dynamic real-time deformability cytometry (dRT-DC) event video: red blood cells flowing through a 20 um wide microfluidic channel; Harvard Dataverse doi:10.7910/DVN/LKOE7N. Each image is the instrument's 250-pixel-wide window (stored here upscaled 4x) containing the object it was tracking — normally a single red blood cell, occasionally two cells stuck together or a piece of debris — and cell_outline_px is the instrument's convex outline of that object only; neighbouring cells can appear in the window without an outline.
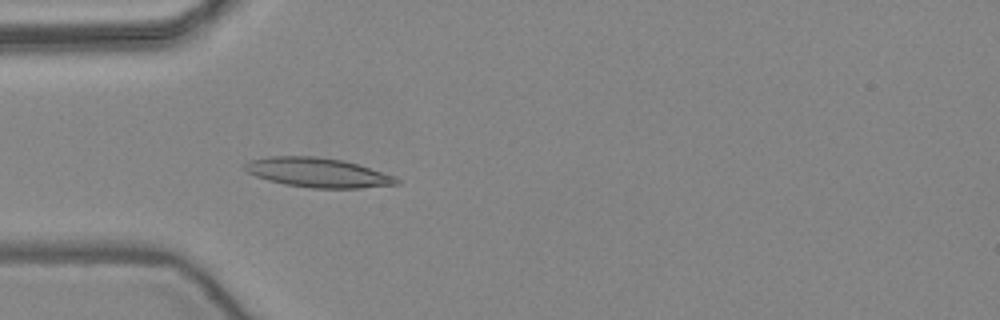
{"species": "common noctule bat (a hibernating species)", "species_latin": "Nyctalus noctula", "temperature_condition": "warm", "stored_images_in_passage": 47, "camera_frame_rate_fps": 3000, "um_per_image_px": 0.085, "animal": {"sex": "female", "body_mass_g": 24.6, "forearm_length_mm": 56.2}, "frame": {"image": 1, "passage_image": 11, "time_ms": 3.333, "image_size_px": [1000, 320], "cell_outline_px": [[400, 184], [360, 188], [312, 188], [284, 184], [268, 180], [256, 176], [248, 172], [244, 168], [244, 164], [248, 160], [268, 156], [316, 156], [344, 160], [396, 176], [400, 180]], "centroid_in_image_um": [27.02, 14.66], "position_along_channel_um": 58.0, "area_um2": 26.18}}
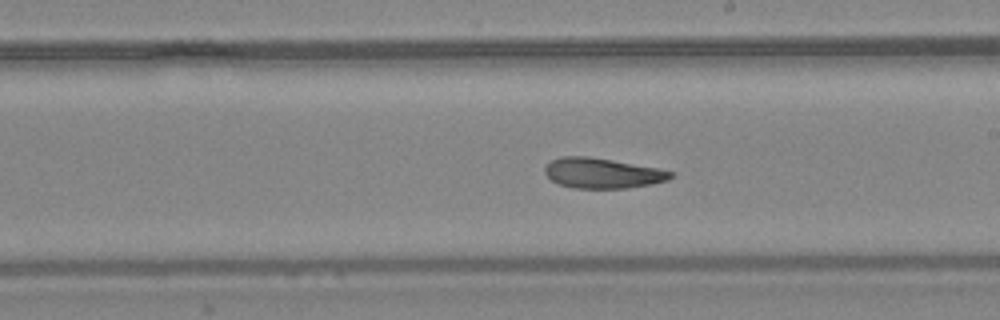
{"frame": {"image": 2, "passage_image": 25, "time_ms": 8.0, "image_size_px": [1000, 320], "cell_outline_px": [[676, 172], [668, 180], [652, 184], [628, 188], [572, 188], [560, 184], [552, 180], [544, 172], [544, 168], [552, 160], [560, 156], [588, 156], [612, 160], [656, 168]], "centroid_in_image_um": [51.21, 14.72], "position_along_channel_um": 237.8, "area_um2": 22.08}}
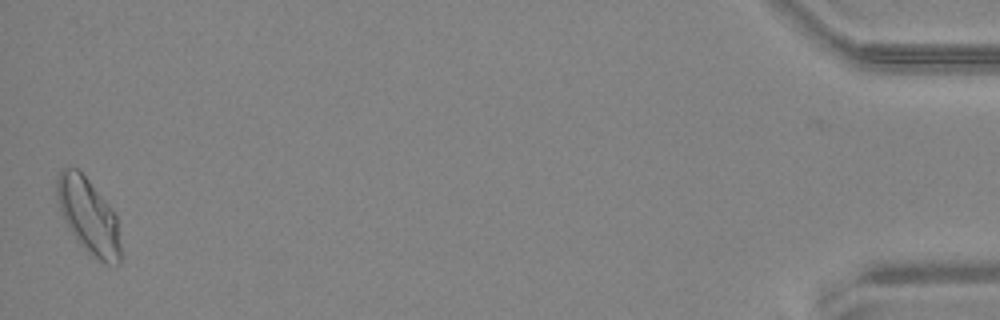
{"frame": {"image": 3, "passage_image": 47, "time_ms": 15.333, "image_size_px": [1000, 320], "cell_outline_px": [[120, 264], [108, 264], [100, 260], [88, 252], [76, 240], [64, 220], [60, 212], [56, 196], [56, 176], [64, 168], [76, 168], [88, 180], [108, 204], [116, 216], [120, 244]], "centroid_in_image_um": [7.49, 18.36], "position_along_channel_um": 427.7, "area_um2": 27.51}, "authors_computed_cell_mechanics": {"area_um2": 23.2934, "velocity_mm_per_s": 3.9174, "shape_relaxation_time_tau1_ms": null, "shape_relaxation_time_tau2_ms": 4.7356, "deformation_change_tau1": null, "deformation_change_tau2": 0.1156}}